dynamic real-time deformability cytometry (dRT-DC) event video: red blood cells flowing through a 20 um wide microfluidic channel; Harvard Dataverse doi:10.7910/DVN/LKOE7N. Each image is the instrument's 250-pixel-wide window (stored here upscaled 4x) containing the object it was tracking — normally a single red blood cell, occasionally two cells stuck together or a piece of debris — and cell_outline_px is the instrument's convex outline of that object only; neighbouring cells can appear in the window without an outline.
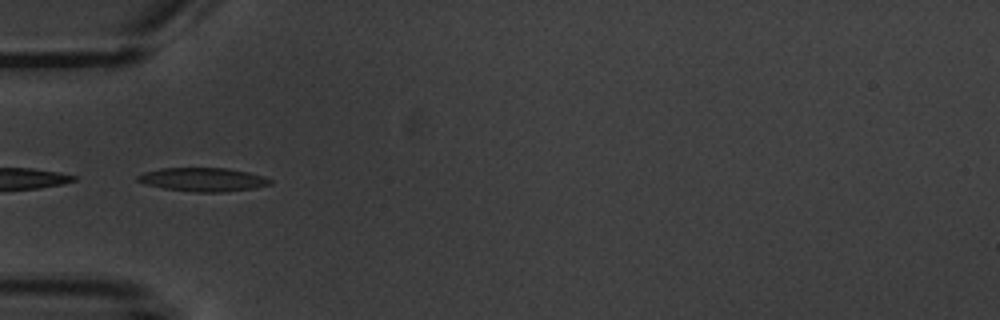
{"species": "common noctule bat (a hibernating species)", "species_latin": "Nyctalus noctula", "temperature_condition": "warm", "stored_images_in_passage": 5, "camera_frame_rate_fps": 3000, "um_per_image_px": 0.085, "animal": {"sex": "male", "body_mass_g": 20.1, "forearm_length_mm": 53.5}, "frame": {"image": 1, "passage_image": 2, "time_ms": 1.333, "image_size_px": [1000, 320], "cell_outline_px": [[272, 184], [252, 188], [220, 192], [192, 192], [164, 188], [144, 184], [136, 180], [136, 176], [144, 172], [160, 168], [228, 168], [248, 172], [264, 176], [272, 180]], "centroid_in_image_um": [17.23, 15.25], "position_along_channel_um": 67.8, "area_um2": 18.26}}
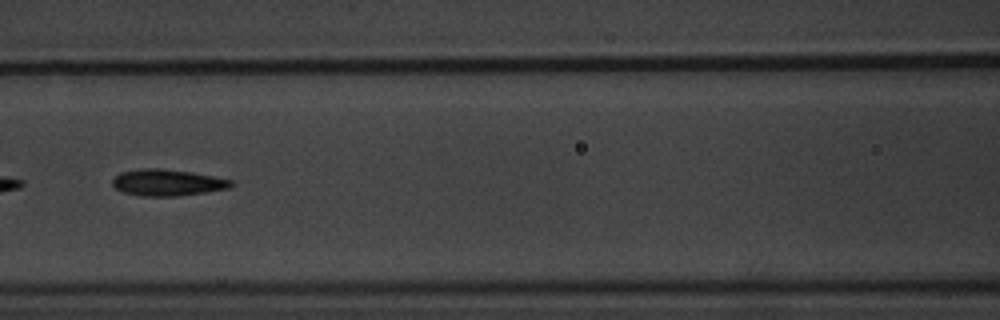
{"frame": {"image": 2, "passage_image": 4, "time_ms": 3.667, "image_size_px": [1000, 320], "cell_outline_px": [[236, 184], [228, 188], [204, 192], [176, 196], [140, 196], [124, 192], [116, 188], [112, 184], [112, 180], [120, 172], [140, 168], [160, 168], [192, 172], [216, 176], [232, 180]], "centroid_in_image_um": [14.24, 15.5], "position_along_channel_um": 152.4, "area_um2": 18.38}}
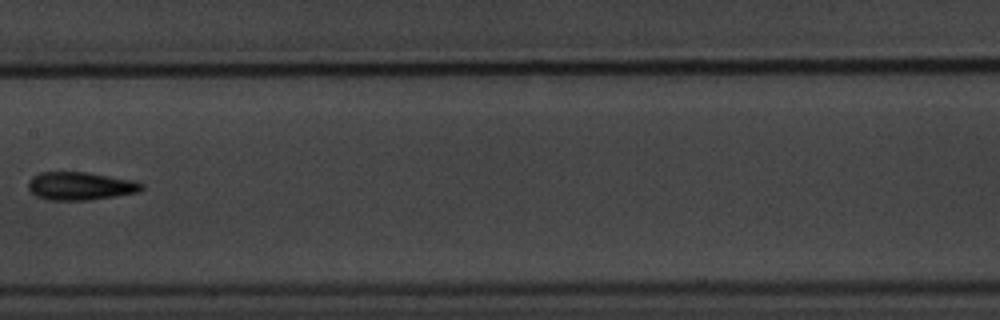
{"frame": {"image": 3, "passage_image": 5, "time_ms": 5.0, "image_size_px": [1000, 320], "cell_outline_px": [[144, 188], [136, 192], [116, 196], [92, 200], [48, 200], [36, 196], [28, 188], [28, 180], [32, 176], [40, 172], [88, 172], [132, 180], [144, 184]], "centroid_in_image_um": [6.8, 15.81], "position_along_channel_um": 200.6, "area_um2": 18.61}}